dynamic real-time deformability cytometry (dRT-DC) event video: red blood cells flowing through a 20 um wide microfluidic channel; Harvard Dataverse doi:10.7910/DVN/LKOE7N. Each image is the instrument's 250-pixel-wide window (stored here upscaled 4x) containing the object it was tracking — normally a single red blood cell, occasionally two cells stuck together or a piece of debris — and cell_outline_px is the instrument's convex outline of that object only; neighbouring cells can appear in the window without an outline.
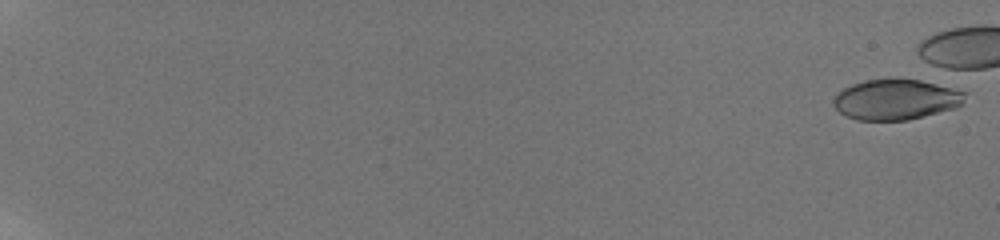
{"species": "human", "species_latin": "Homo sapiens", "temperature_condition": "room temperature", "stored_images_in_passage": 9, "camera_frame_rate_fps": 3000, "um_per_image_px": 0.085, "donor": {"sex": "male"}, "frame": {"image": 1, "passage_image": 2, "time_ms": 0.333, "image_size_px": [1000, 240], "cell_outline_px": [[968, 92], [964, 104], [956, 108], [908, 120], [856, 120], [840, 112], [832, 104], [832, 100], [836, 92], [852, 84], [864, 80], [896, 76], [920, 80]], "centroid_in_image_um": [76.16, 8.43], "position_along_channel_um": 8.8, "area_um2": 31.79}}